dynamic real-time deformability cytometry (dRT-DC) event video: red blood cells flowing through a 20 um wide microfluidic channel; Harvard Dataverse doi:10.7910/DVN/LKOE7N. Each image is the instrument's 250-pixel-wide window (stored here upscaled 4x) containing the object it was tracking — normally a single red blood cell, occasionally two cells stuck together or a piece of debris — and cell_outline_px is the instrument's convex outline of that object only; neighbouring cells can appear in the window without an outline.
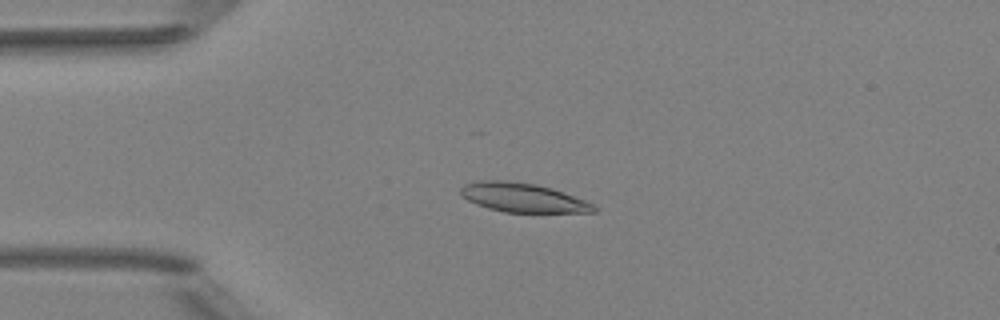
{"species": "Egyptian fruit bat (a non-hibernating species)", "species_latin": "Rousettus aegyptiacus", "temperature_condition": "room temperature", "stored_images_in_passage": 41, "camera_frame_rate_fps": 3000, "um_per_image_px": 0.085, "animal": {"sex": "female"}, "frame": {"image": 1, "passage_image": 2, "time_ms": 0.333, "image_size_px": [1000, 320], "cell_outline_px": [[596, 212], [504, 212], [488, 208], [476, 204], [460, 196], [460, 188], [464, 184], [480, 180], [504, 180], [536, 184], [552, 188], [564, 192], [584, 200], [592, 204], [596, 208]], "centroid_in_image_um": [44.39, 16.79], "position_along_channel_um": 40.6, "area_um2": 22.54}}
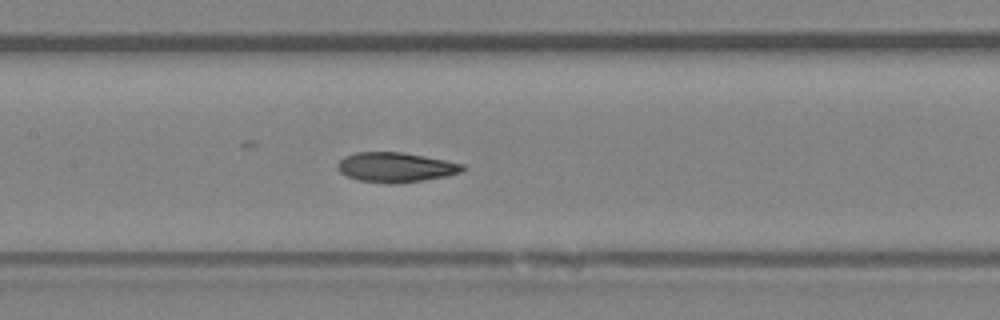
{"frame": {"image": 2, "passage_image": 14, "time_ms": 4.333, "image_size_px": [1000, 320], "cell_outline_px": [[468, 168], [460, 172], [444, 176], [424, 180], [392, 184], [360, 180], [348, 176], [340, 172], [336, 168], [336, 164], [344, 156], [356, 152], [400, 152], [424, 156], [464, 164]], "centroid_in_image_um": [33.62, 14.21], "position_along_channel_um": 173.8, "area_um2": 21.56}}
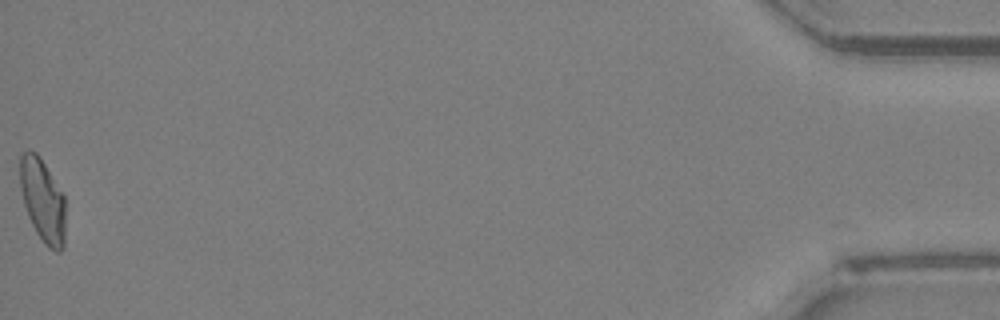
{"frame": {"image": 3, "passage_image": 41, "time_ms": 13.333, "image_size_px": [1000, 320], "cell_outline_px": [[64, 248], [60, 252], [56, 252], [48, 248], [44, 244], [36, 232], [28, 216], [24, 204], [20, 188], [20, 156], [28, 148], [36, 152], [40, 156], [64, 196]], "centroid_in_image_um": [3.62, 17.03], "position_along_channel_um": 431.6, "area_um2": 22.08}, "authors_computed_cell_mechanics": {"area_um2": 21.5594, "velocity_mm_per_s": 4.0025, "shape_relaxation_time_tau1_ms": 9.1506, "shape_relaxation_time_tau2_ms": 2.5828, "deformation_change_tau1": 0.2266, "deformation_change_tau2": 0.0747}}